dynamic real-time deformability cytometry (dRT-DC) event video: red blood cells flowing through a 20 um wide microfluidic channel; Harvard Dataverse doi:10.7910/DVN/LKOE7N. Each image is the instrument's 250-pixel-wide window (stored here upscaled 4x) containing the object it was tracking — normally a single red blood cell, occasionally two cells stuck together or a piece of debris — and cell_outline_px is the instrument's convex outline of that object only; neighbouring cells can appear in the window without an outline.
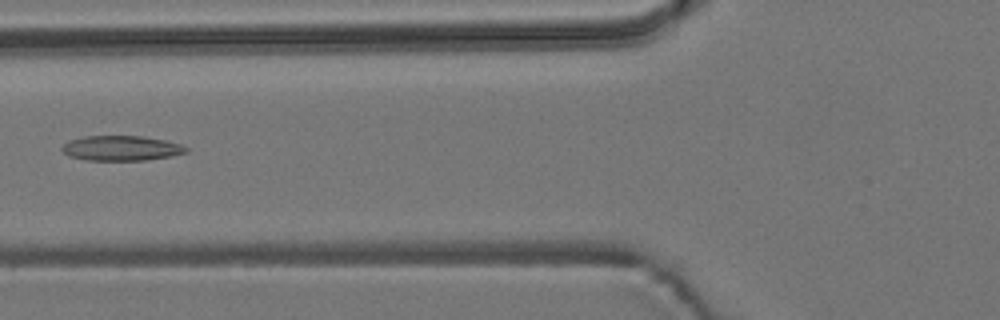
{"species": "common noctule bat (a hibernating species)", "species_latin": "Nyctalus noctula", "temperature_condition": "room temperature", "stored_images_in_passage": 3, "camera_frame_rate_fps": 3000, "um_per_image_px": 0.085, "animal": {"sex": "male", "body_mass_g": 19.2, "forearm_length_mm": 51.8}, "frame": {"image": 1, "passage_image": 3, "time_ms": 2.333, "image_size_px": [1000, 320], "cell_outline_px": [[188, 152], [172, 156], [144, 160], [84, 160], [68, 156], [60, 148], [68, 140], [84, 136], [140, 136], [164, 140], [180, 144], [188, 148]], "centroid_in_image_um": [10.28, 12.6], "position_along_channel_um": 115.5, "area_um2": 18.09}}